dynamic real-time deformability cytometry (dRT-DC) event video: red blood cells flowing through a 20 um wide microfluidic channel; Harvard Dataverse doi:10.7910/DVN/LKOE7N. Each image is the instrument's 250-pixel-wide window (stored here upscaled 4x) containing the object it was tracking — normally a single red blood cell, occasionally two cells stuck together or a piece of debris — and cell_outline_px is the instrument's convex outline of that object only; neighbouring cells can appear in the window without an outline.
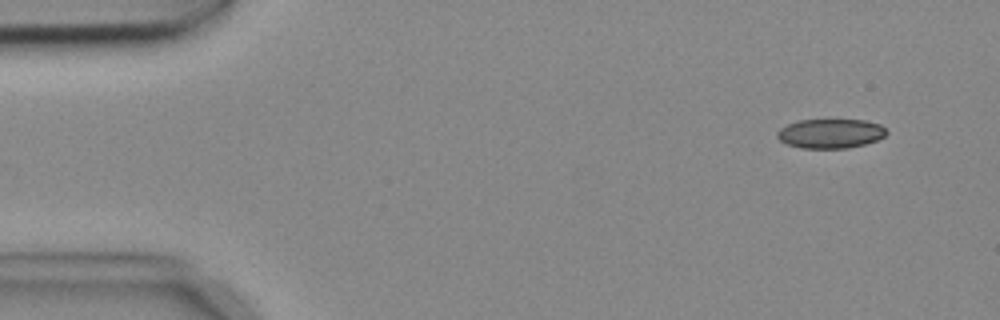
{"species": "common noctule bat (a hibernating species)", "species_latin": "Nyctalus noctula", "temperature_condition": "cold", "stored_images_in_passage": 5, "camera_frame_rate_fps": 3000, "um_per_image_px": 0.085, "animal": {"sex": "female", "body_mass_g": 18.4}, "frame": {"image": 1, "passage_image": 2, "time_ms": 0.333, "image_size_px": [1000, 320], "cell_outline_px": [[888, 132], [884, 136], [876, 140], [864, 144], [844, 148], [800, 148], [788, 144], [780, 140], [776, 136], [776, 132], [780, 128], [788, 124], [800, 120], [864, 120], [880, 124]], "centroid_in_image_um": [70.57, 11.34], "position_along_channel_um": 14.4, "area_um2": 18.55}}